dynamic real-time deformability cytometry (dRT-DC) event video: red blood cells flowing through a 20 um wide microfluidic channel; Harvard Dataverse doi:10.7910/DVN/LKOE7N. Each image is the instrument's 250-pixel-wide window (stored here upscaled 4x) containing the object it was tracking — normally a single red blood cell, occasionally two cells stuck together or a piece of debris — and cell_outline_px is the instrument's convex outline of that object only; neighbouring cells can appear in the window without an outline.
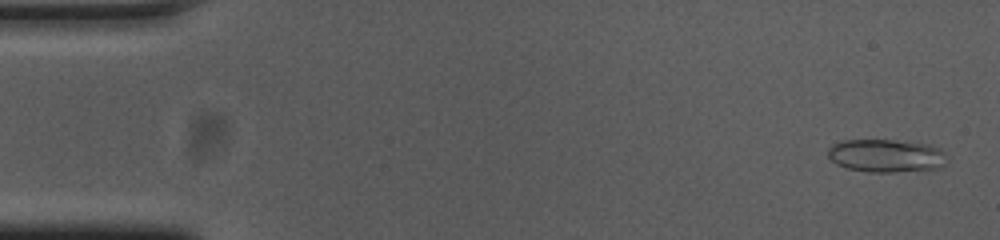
{"species": "common noctule bat (a hibernating species)", "species_latin": "Nyctalus noctula", "temperature_condition": "cold", "stored_images_in_passage": 54, "camera_frame_rate_fps": 3000, "um_per_image_px": 0.085, "animal": {"sex": "female", "body_mass_g": 23.0, "forearm_length_mm": 53.4}, "frame": {"image": 1, "passage_image": 2, "time_ms": 0.333, "image_size_px": [1000, 240], "cell_outline_px": [[948, 164], [940, 168], [896, 172], [868, 172], [848, 168], [836, 164], [828, 156], [828, 148], [832, 144], [844, 140], [892, 140], [932, 144], [940, 148], [944, 152]], "centroid_in_image_um": [75.36, 13.23], "position_along_channel_um": 9.6, "area_um2": 23.18}}
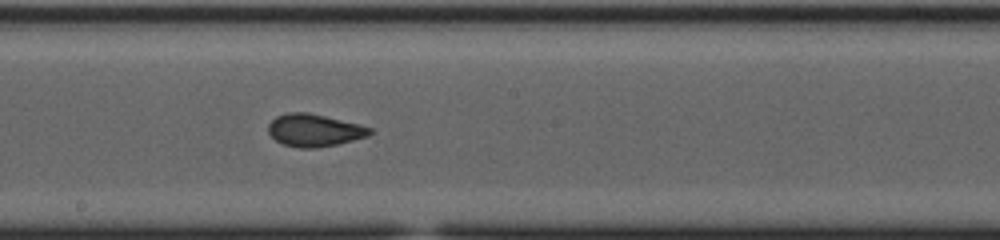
{"frame": {"image": 2, "passage_image": 29, "time_ms": 9.333, "image_size_px": [1000, 240], "cell_outline_px": [[372, 132], [368, 136], [336, 144], [316, 148], [300, 148], [284, 144], [276, 140], [268, 132], [268, 124], [276, 116], [288, 112], [308, 112], [360, 124], [372, 128]], "centroid_in_image_um": [26.71, 11.06], "position_along_channel_um": 221.5, "area_um2": 19.13}}
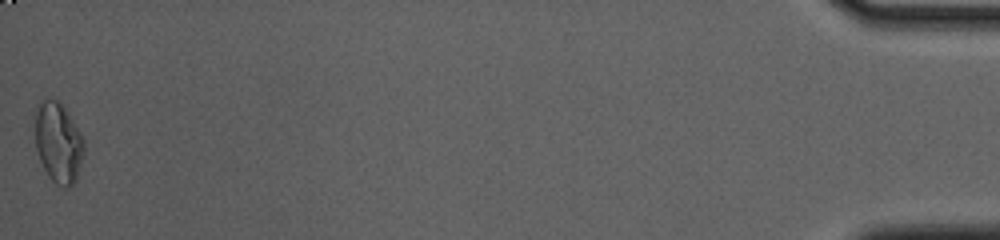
{"frame": {"image": 3, "passage_image": 54, "time_ms": 17.667, "image_size_px": [1000, 240], "cell_outline_px": [[84, 152], [76, 180], [68, 188], [60, 188], [48, 176], [40, 160], [36, 148], [36, 112], [40, 100], [56, 100], [64, 104], [80, 132], [84, 140]], "centroid_in_image_um": [4.98, 12.14], "position_along_channel_um": 430.2, "area_um2": 22.95}, "authors_computed_cell_mechanics": {"area_um2": 19.4497, "velocity_mm_per_s": 3.7267, "shape_relaxation_time_tau1_ms": null, "shape_relaxation_time_tau2_ms": 0.6772, "deformation_change_tau1": null, "deformation_change_tau2": 0.0598}}